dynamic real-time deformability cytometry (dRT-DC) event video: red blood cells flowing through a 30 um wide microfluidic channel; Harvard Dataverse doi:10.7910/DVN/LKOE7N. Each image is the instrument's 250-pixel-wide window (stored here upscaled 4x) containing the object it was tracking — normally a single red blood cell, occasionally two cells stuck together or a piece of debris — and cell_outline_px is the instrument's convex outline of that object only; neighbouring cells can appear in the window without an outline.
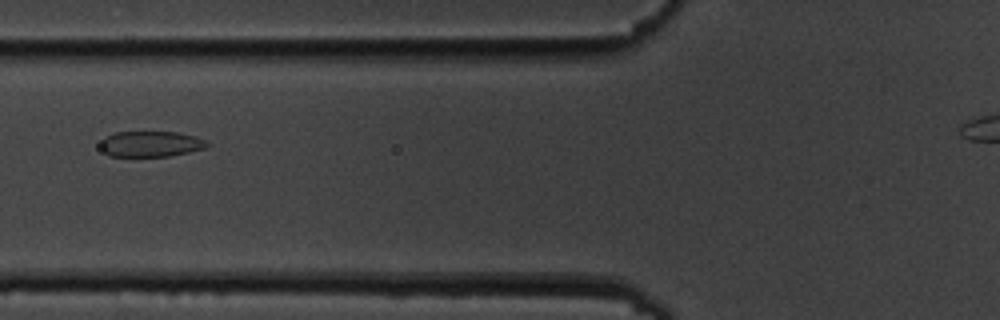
{"species": "common noctule bat (a hibernating species)", "species_latin": "Nyctalus noctula", "temperature_condition": "cold", "stored_images_in_passage": 14, "segment_of_instrument_passage": [1, 2], "camera_frame_rate_fps": 3000, "um_per_image_px": 0.085, "animal": {"sex": "male", "body_mass_g": 19.5, "forearm_length_mm": 54.6}, "frame": {"image": 1, "passage_image": 8, "time_ms": 9.0, "image_size_px": [1000, 320], "cell_outline_px": [[208, 144], [204, 148], [188, 152], [168, 156], [108, 156], [100, 148], [100, 144], [104, 136], [116, 132], [176, 132], [196, 136], [204, 140]], "centroid_in_image_um": [12.76, 12.23], "position_along_channel_um": 113.0, "area_um2": 15.9}}
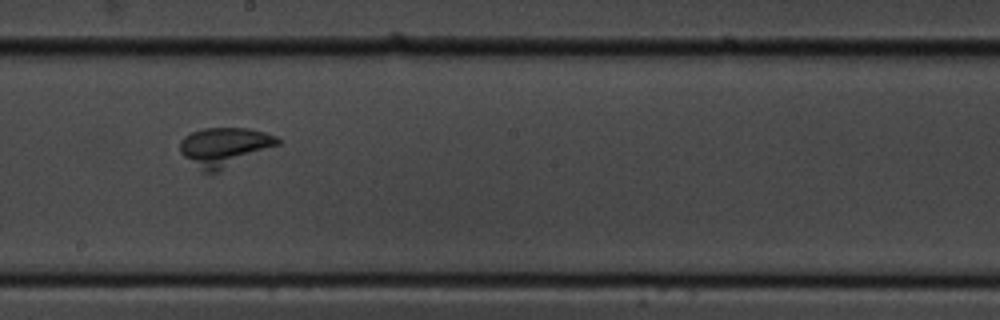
{"frame": {"image": 2, "passage_image": 11, "time_ms": 12.333, "image_size_px": [1000, 320], "cell_outline_px": [[280, 144], [216, 172], [204, 172], [184, 156], [180, 152], [180, 140], [184, 136], [192, 132], [204, 128], [248, 128], [264, 132], [276, 136], [280, 140]], "centroid_in_image_um": [19.07, 12.46], "position_along_channel_um": 229.1, "area_um2": 21.79}}
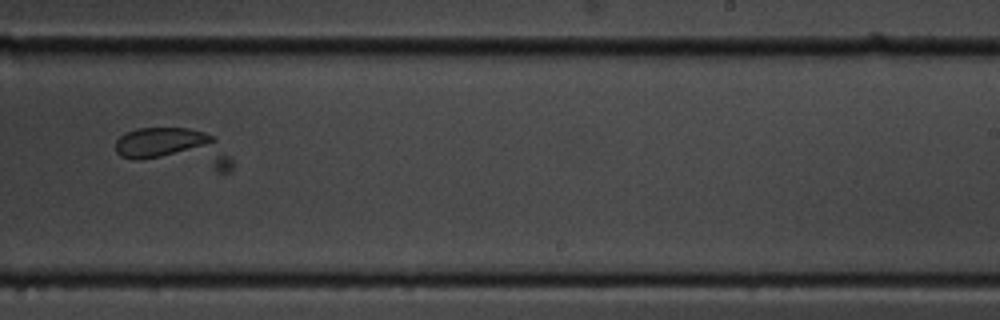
{"frame": {"image": 3, "passage_image": 12, "time_ms": 13.667, "image_size_px": [1000, 320], "cell_outline_px": [[232, 172], [216, 172], [132, 160], [120, 156], [116, 152], [116, 140], [120, 136], [136, 128], [188, 128], [204, 132], [212, 136], [216, 140], [232, 160]], "centroid_in_image_um": [14.85, 12.64], "position_along_channel_um": 274.2, "area_um2": 27.34}}